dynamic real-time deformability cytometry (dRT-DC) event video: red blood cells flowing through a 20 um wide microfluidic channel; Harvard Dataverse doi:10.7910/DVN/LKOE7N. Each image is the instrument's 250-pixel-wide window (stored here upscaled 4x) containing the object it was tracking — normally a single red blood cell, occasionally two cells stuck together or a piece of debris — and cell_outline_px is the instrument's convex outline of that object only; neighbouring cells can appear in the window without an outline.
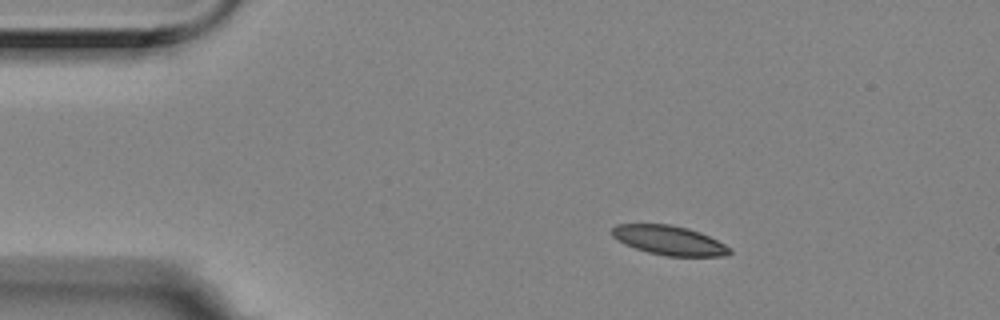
{"species": "Egyptian fruit bat (a non-hibernating species)", "species_latin": "Rousettus aegyptiacus", "temperature_condition": "room temperature", "stored_images_in_passage": 3, "camera_frame_rate_fps": 3000, "um_per_image_px": 0.085, "animal": {"sex": "female"}, "frame": {"image": 1, "passage_image": 1, "time_ms": 0.0, "image_size_px": [1000, 320], "cell_outline_px": [[732, 252], [728, 256], [668, 256], [648, 252], [624, 244], [612, 236], [612, 228], [616, 224], [672, 224], [688, 228], [700, 232], [732, 248]], "centroid_in_image_um": [56.89, 20.43], "position_along_channel_um": 28.1, "area_um2": 20.11}}
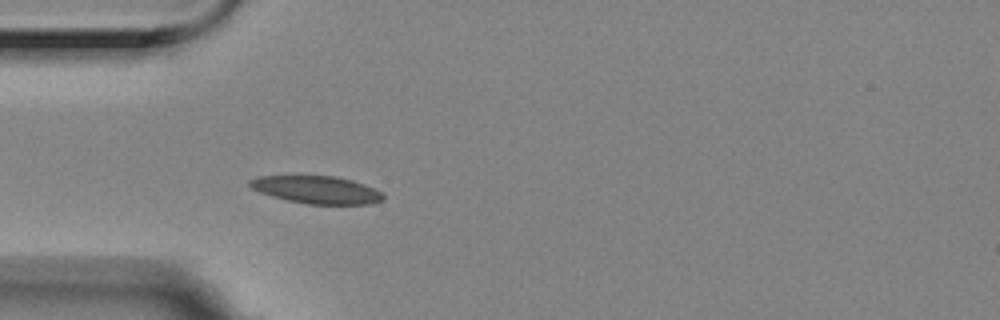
{"frame": {"image": 2, "passage_image": 3, "time_ms": 0.667, "image_size_px": [1000, 320], "cell_outline_px": [[384, 200], [372, 204], [308, 204], [288, 200], [272, 196], [260, 192], [252, 188], [248, 184], [248, 180], [256, 176], [336, 176], [352, 180], [364, 184], [380, 192], [384, 196]], "centroid_in_image_um": [26.91, 16.13], "position_along_channel_um": 58.1, "area_um2": 21.39}}